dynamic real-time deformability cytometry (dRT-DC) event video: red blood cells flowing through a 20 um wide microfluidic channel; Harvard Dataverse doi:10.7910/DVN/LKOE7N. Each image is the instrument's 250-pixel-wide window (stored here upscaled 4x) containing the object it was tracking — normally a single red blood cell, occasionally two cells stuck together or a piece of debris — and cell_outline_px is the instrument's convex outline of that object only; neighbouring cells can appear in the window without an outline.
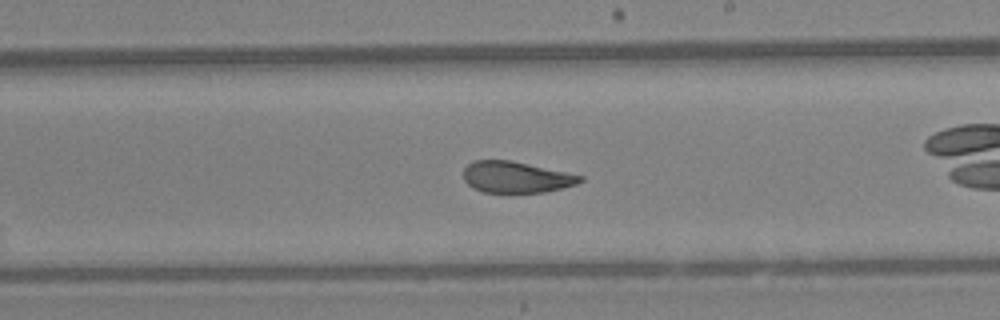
{"species": "Egyptian fruit bat (a non-hibernating species)", "species_latin": "Rousettus aegyptiacus", "temperature_condition": "warm", "stored_images_in_passage": 31, "camera_frame_rate_fps": 3000, "um_per_image_px": 0.085, "animal": {"sex": "female"}, "frame": {"image": 1, "passage_image": 14, "time_ms": 4.333, "image_size_px": [1000, 320], "cell_outline_px": [[584, 180], [576, 184], [544, 192], [484, 192], [472, 188], [464, 180], [464, 168], [472, 160], [512, 160], [584, 176]], "centroid_in_image_um": [43.85, 15.04], "position_along_channel_um": 245.2, "area_um2": 21.21}, "authors_computed_cell_mechanics": {"area_um2": 22.9466, "velocity_mm_per_s": 4.3225, "shape_relaxation_time_tau1_ms": null, "shape_relaxation_time_tau2_ms": 0.7005, "deformation_change_tau1": null, "deformation_change_tau2": 0.0407}}